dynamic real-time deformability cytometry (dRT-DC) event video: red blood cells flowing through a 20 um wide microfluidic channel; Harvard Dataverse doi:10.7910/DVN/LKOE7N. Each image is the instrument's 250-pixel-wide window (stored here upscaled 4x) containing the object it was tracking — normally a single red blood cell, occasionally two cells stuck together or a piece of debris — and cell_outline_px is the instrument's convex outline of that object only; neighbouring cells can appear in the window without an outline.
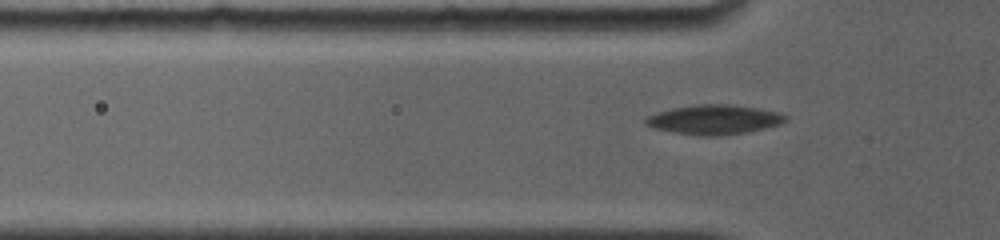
{"species": "common noctule bat (a hibernating species)", "species_latin": "Nyctalus noctula", "temperature_condition": "room temperature", "stored_images_in_passage": 48, "camera_frame_rate_fps": 4000, "um_per_image_px": 0.085, "animal": {"sex": "female", "body_mass_g": 19.0, "forearm_length_mm": 56.7}, "frame": {"image": 1, "passage_image": 3, "time_ms": 0.5, "image_size_px": [1000, 240], "cell_outline_px": [[788, 120], [780, 124], [748, 132], [716, 136], [704, 136], [676, 132], [656, 128], [644, 124], [644, 120], [648, 116], [672, 108], [696, 104], [732, 104], [780, 112], [788, 116]], "centroid_in_image_um": [60.76, 10.16], "position_along_channel_um": 65.0, "area_um2": 23.93}}
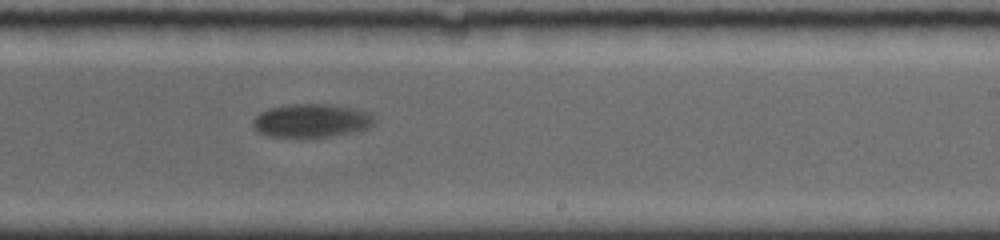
{"frame": {"image": 2, "passage_image": 22, "time_ms": 6.0, "image_size_px": [1000, 240], "cell_outline_px": [[372, 124], [368, 128], [352, 132], [332, 136], [268, 136], [256, 132], [252, 124], [252, 120], [260, 112], [272, 108], [288, 104], [332, 104], [356, 108], [368, 112], [372, 116]], "centroid_in_image_um": [26.44, 10.24], "position_along_channel_um": 262.6, "area_um2": 23.47}}
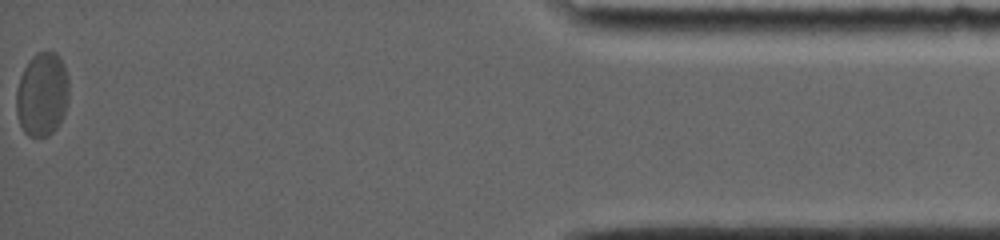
{"frame": {"image": 3, "passage_image": 48, "time_ms": 12.75, "image_size_px": [1000, 240], "cell_outline_px": [[68, 96], [64, 112], [56, 128], [48, 136], [28, 136], [24, 132], [20, 124], [16, 112], [16, 92], [20, 76], [28, 60], [36, 52], [56, 52], [60, 56], [64, 64], [68, 76]], "centroid_in_image_um": [3.57, 7.99], "position_along_channel_um": 431.6, "area_um2": 25.78}, "authors_computed_cell_mechanics": {"area_um2": 24.7384, "velocity_mm_per_s": 3.5981, "shape_relaxation_time_tau1_ms": 2.7659, "shape_relaxation_time_tau2_ms": null, "deformation_change_tau1": 0.0933, "deformation_change_tau2": null}}